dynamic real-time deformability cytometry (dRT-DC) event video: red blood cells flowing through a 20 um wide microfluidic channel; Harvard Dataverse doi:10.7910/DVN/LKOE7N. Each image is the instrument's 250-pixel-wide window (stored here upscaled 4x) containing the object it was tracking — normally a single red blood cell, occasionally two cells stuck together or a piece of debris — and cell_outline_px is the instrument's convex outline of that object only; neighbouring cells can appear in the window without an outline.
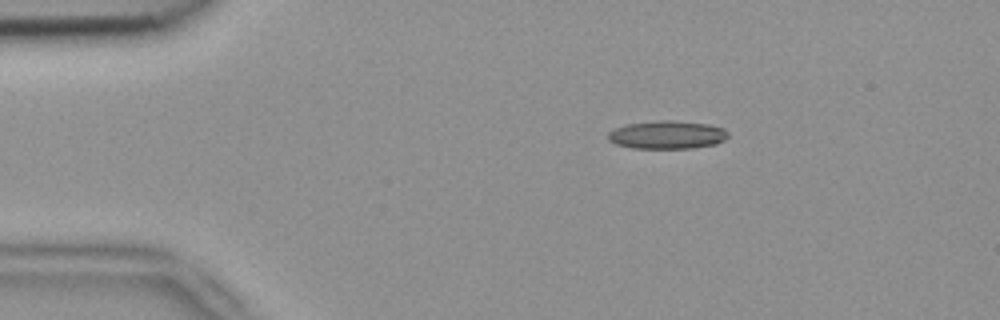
{"species": "common noctule bat (a hibernating species)", "species_latin": "Nyctalus noctula", "temperature_condition": "room temperature", "stored_images_in_passage": 6, "camera_frame_rate_fps": 3000, "um_per_image_px": 0.085, "animal": {"sex": "female", "body_mass_g": 18.4}, "frame": {"image": 1, "passage_image": 1, "time_ms": 0.0, "image_size_px": [1000, 320], "cell_outline_px": [[728, 136], [724, 140], [716, 144], [692, 148], [632, 148], [616, 144], [608, 140], [608, 132], [616, 128], [628, 124], [660, 120], [672, 120], [708, 124], [724, 128], [728, 132]], "centroid_in_image_um": [56.72, 11.46], "position_along_channel_um": 28.3, "area_um2": 19.65}}
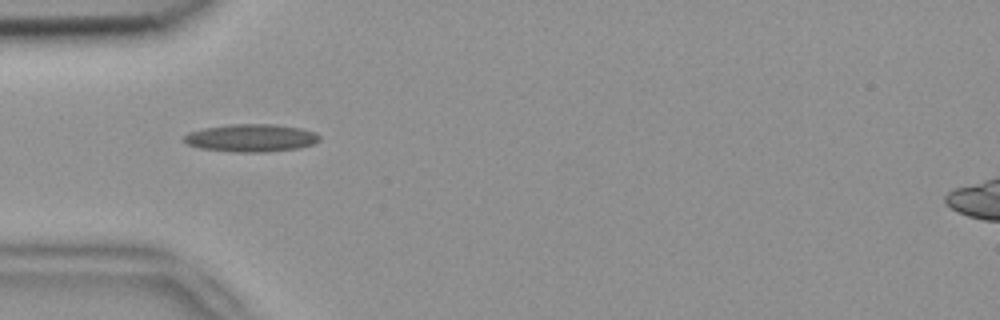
{"frame": {"image": 2, "passage_image": 3, "time_ms": 0.667, "image_size_px": [1000, 320], "cell_outline_px": [[320, 140], [312, 144], [300, 148], [264, 152], [236, 152], [200, 148], [188, 144], [184, 140], [184, 136], [188, 132], [204, 128], [228, 124], [276, 124], [300, 128], [316, 132], [320, 136]], "centroid_in_image_um": [21.37, 11.72], "position_along_channel_um": 63.6, "area_um2": 21.91}}
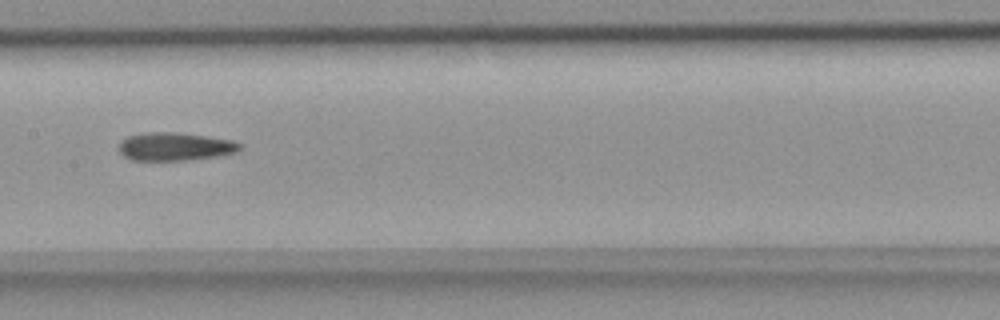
{"frame": {"image": 3, "passage_image": 6, "time_ms": 1.667, "image_size_px": [1000, 320], "cell_outline_px": [[240, 148], [236, 152], [216, 156], [184, 160], [132, 160], [124, 156], [120, 152], [120, 140], [128, 136], [144, 132], [176, 132], [232, 140], [240, 144]], "centroid_in_image_um": [14.83, 12.45], "position_along_channel_um": 192.6, "area_um2": 19.59}}